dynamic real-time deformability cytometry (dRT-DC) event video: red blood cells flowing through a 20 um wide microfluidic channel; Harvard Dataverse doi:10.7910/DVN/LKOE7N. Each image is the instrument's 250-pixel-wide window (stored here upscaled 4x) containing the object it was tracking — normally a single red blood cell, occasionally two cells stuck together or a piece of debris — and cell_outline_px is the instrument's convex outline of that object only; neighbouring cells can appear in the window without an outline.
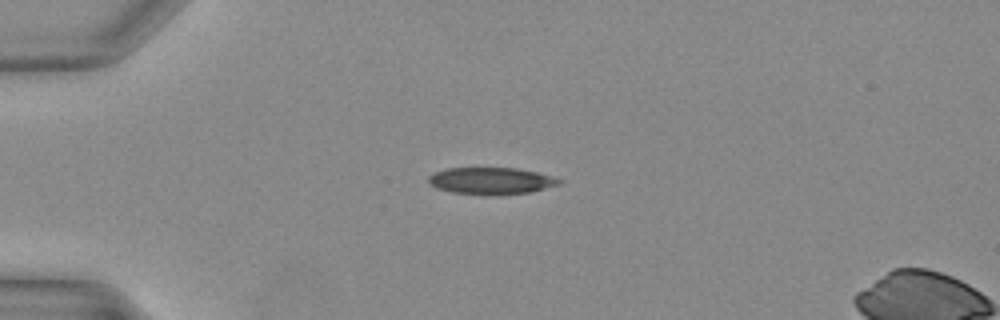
{"species": "Egyptian fruit bat (a non-hibernating species)", "species_latin": "Rousettus aegyptiacus", "temperature_condition": "warm", "stored_images_in_passage": 4, "camera_frame_rate_fps": 3000, "um_per_image_px": 0.085, "animal": {"sex": "female"}, "frame": {"image": 1, "passage_image": 1, "time_ms": 0.0, "image_size_px": [1000, 320], "cell_outline_px": [[564, 180], [560, 184], [528, 192], [492, 196], [488, 196], [452, 192], [436, 188], [428, 184], [428, 176], [436, 172], [448, 168], [516, 168], [536, 172], [552, 176]], "centroid_in_image_um": [41.72, 15.38], "position_along_channel_um": 43.3, "area_um2": 20.58}}